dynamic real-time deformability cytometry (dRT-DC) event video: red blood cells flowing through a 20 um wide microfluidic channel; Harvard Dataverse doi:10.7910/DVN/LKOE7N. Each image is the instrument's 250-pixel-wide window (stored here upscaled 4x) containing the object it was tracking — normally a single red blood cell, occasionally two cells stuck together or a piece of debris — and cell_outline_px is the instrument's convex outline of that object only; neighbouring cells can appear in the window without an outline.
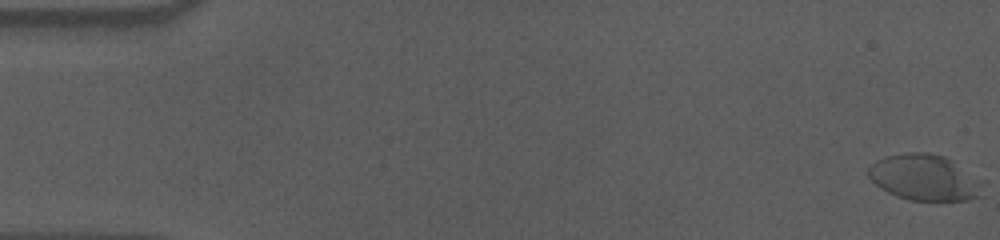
{"species": "human", "species_latin": "Homo sapiens", "temperature_condition": "cold", "stored_images_in_passage": 58, "camera_frame_rate_fps": 3000, "um_per_image_px": 0.085, "donor": {"sex": "male"}, "frame": {"image": 1, "passage_image": 1, "time_ms": 0.0, "image_size_px": [1000, 240], "cell_outline_px": [[980, 196], [968, 200], [908, 200], [896, 196], [880, 188], [868, 176], [868, 168], [876, 160], [884, 156], [908, 152], [924, 152], [944, 156], [948, 160]], "centroid_in_image_um": [78.24, 15.09], "position_along_channel_um": 6.8, "area_um2": 28.15}}
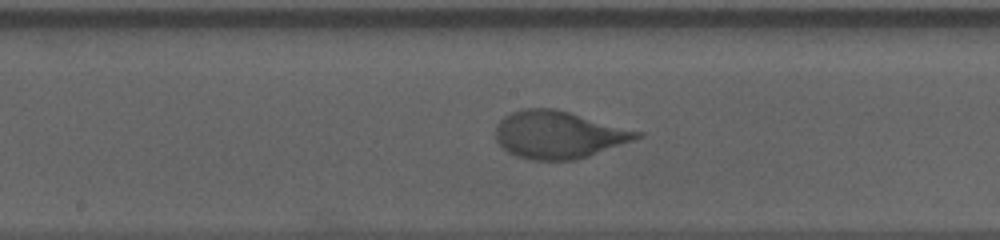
{"frame": {"image": 2, "passage_image": 31, "time_ms": 10.0, "image_size_px": [1000, 240], "cell_outline_px": [[644, 136], [588, 156], [576, 160], [532, 160], [516, 156], [508, 152], [496, 140], [496, 124], [504, 116], [520, 108], [556, 108], [644, 132]], "centroid_in_image_um": [47.47, 11.43], "position_along_channel_um": 200.7, "area_um2": 39.19}}
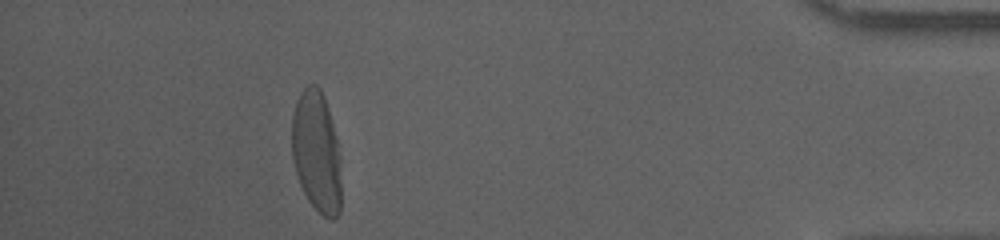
{"frame": {"image": 3, "passage_image": 53, "time_ms": 17.333, "image_size_px": [1000, 240], "cell_outline_px": [[340, 212], [332, 220], [324, 216], [308, 200], [300, 184], [296, 172], [292, 156], [292, 116], [296, 100], [300, 92], [308, 84], [316, 84], [320, 88], [324, 96], [328, 108], [340, 156]], "centroid_in_image_um": [26.89, 12.88], "position_along_channel_um": 408.3, "area_um2": 34.74}, "authors_computed_cell_mechanics": {"area_um2": 36.4429, "velocity_mm_per_s": 3.5596, "shape_relaxation_time_tau1_ms": 4.2581, "shape_relaxation_time_tau2_ms": null, "deformation_change_tau1": 0.19, "deformation_change_tau2": null}}